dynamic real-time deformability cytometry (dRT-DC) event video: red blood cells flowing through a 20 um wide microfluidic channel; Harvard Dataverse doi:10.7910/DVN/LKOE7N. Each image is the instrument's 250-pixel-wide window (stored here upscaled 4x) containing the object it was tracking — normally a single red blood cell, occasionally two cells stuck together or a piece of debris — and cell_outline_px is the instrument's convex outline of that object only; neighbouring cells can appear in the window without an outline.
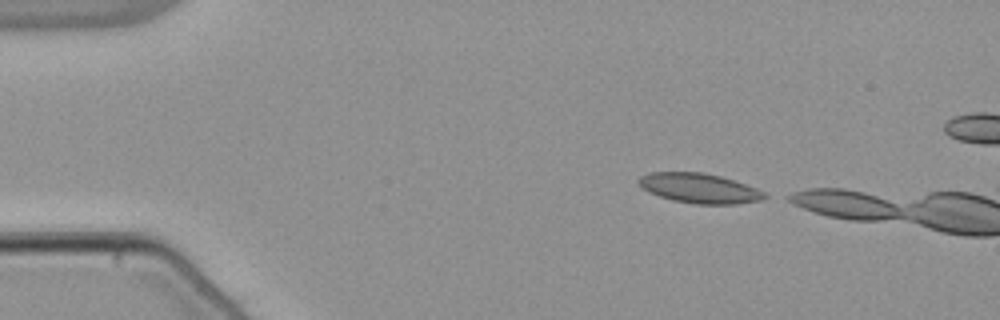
{"species": "common noctule bat (a hibernating species)", "species_latin": "Nyctalus noctula", "temperature_condition": "warm", "stored_images_in_passage": 7, "camera_frame_rate_fps": 3000, "um_per_image_px": 0.085, "animal": {"sex": "male", "body_mass_g": 21.5, "forearm_length_mm": 52.0}, "frame": {"image": 1, "passage_image": 1, "time_ms": 0.0, "image_size_px": [1000, 320], "cell_outline_px": [[772, 196], [764, 200], [736, 204], [696, 204], [672, 200], [648, 192], [636, 180], [640, 176], [648, 172], [704, 172], [720, 176], [756, 188]], "centroid_in_image_um": [59.47, 16.0], "position_along_channel_um": 25.5, "area_um2": 21.96}}